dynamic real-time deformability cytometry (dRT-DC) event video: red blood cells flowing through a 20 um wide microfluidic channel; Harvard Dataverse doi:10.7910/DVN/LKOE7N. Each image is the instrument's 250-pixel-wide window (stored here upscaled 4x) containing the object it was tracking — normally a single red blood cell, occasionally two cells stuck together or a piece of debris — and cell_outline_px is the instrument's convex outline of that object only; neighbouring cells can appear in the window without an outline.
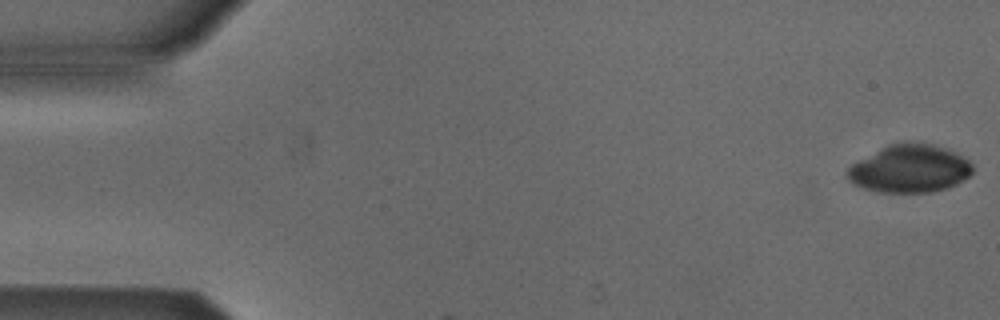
{"species": "Egyptian fruit bat (a non-hibernating species)", "species_latin": "Rousettus aegyptiacus", "temperature_condition": "cold", "stored_images_in_passage": 2, "camera_frame_rate_fps": 3000, "um_per_image_px": 0.085, "animal": {"sex": "male"}, "frame": {"image": 1, "passage_image": 1, "time_ms": 0.0, "image_size_px": [1000, 320], "cell_outline_px": [[972, 172], [964, 180], [956, 184], [932, 192], [876, 192], [864, 188], [848, 180], [848, 168], [852, 164], [888, 144], [904, 140], [932, 144], [948, 148], [956, 152], [968, 160], [972, 164]], "centroid_in_image_um": [77.34, 14.31], "position_along_channel_um": 7.7, "area_um2": 34.97}}